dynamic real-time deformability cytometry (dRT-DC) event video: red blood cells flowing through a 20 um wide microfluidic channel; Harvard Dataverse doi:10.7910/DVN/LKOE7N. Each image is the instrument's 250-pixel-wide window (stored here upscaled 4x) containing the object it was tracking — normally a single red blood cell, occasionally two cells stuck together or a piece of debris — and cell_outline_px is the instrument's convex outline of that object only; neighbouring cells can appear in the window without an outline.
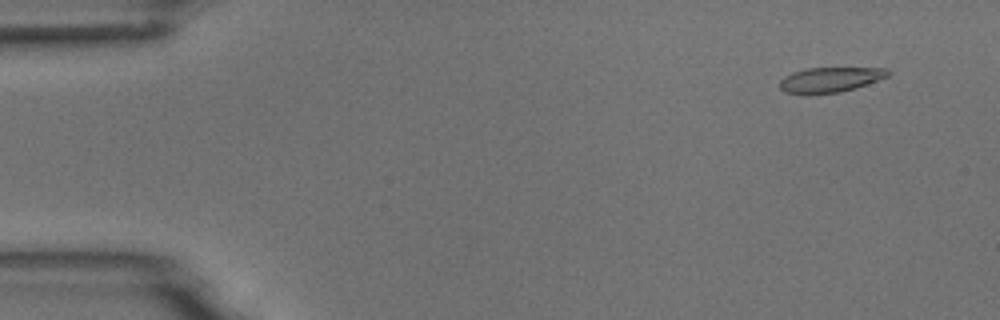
{"species": "common noctule bat (a hibernating species)", "species_latin": "Nyctalus noctula", "temperature_condition": "room temperature", "stored_images_in_passage": 7, "camera_frame_rate_fps": 3000, "um_per_image_px": 0.085, "animal": {"sex": "male", "body_mass_g": 18.8}, "frame": {"image": 1, "passage_image": 2, "time_ms": 1.0, "image_size_px": [1000, 320], "cell_outline_px": [[892, 72], [888, 76], [856, 88], [840, 92], [784, 92], [780, 88], [780, 80], [784, 76], [792, 72], [808, 68], [888, 68]], "centroid_in_image_um": [70.61, 6.74], "position_along_channel_um": 14.4, "area_um2": 15.37}}
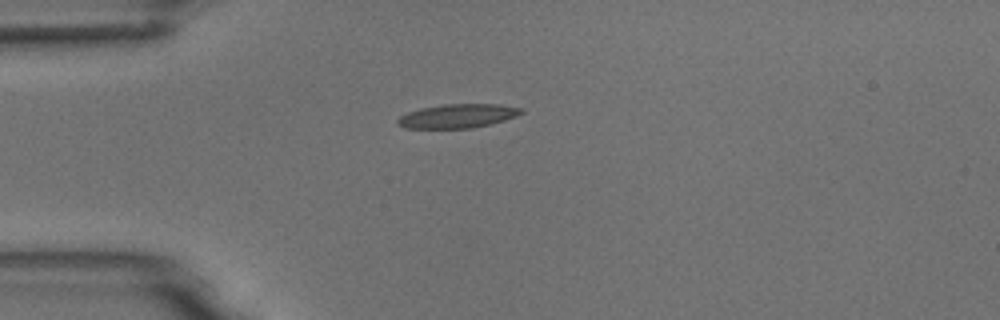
{"frame": {"image": 2, "passage_image": 4, "time_ms": 4.333, "image_size_px": [1000, 320], "cell_outline_px": [[524, 112], [516, 116], [504, 120], [472, 128], [404, 128], [396, 124], [396, 120], [400, 116], [408, 112], [420, 108], [444, 104], [496, 104], [524, 108]], "centroid_in_image_um": [38.88, 9.85], "position_along_channel_um": 46.1, "area_um2": 17.22}}